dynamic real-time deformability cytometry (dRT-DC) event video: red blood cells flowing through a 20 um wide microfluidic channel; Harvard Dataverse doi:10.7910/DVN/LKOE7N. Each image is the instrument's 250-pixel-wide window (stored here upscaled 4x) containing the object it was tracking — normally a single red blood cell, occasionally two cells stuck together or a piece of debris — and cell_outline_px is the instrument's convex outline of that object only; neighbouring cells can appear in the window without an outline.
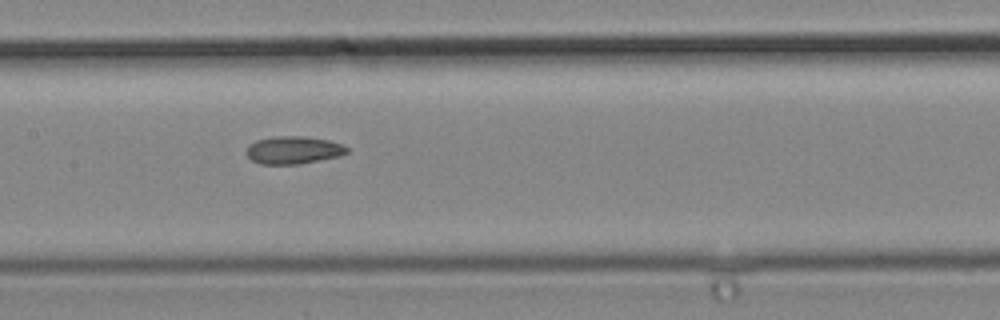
{"species": "common noctule bat (a hibernating species)", "species_latin": "Nyctalus noctula", "temperature_condition": "cold", "stored_images_in_passage": 7, "camera_frame_rate_fps": 3000, "um_per_image_px": 0.085, "animal": {"sex": "male", "body_mass_g": 19.2, "forearm_length_mm": 51.8}, "frame": {"image": 1, "passage_image": 6, "time_ms": 1.667, "image_size_px": [1000, 320], "cell_outline_px": [[348, 152], [336, 156], [300, 164], [260, 164], [252, 160], [244, 152], [248, 144], [256, 140], [272, 136], [300, 136], [328, 140], [340, 144], [348, 148]], "centroid_in_image_um": [24.85, 12.75], "position_along_channel_um": 182.5, "area_um2": 16.13}}
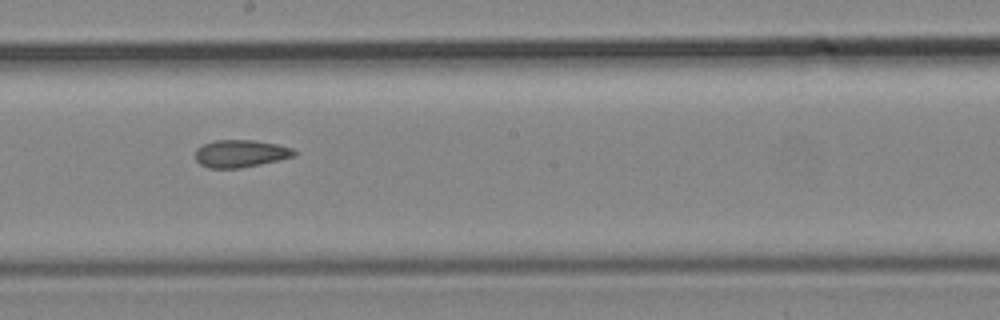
{"frame": {"image": 2, "passage_image": 7, "time_ms": 2.0, "image_size_px": [1000, 320], "cell_outline_px": [[296, 156], [260, 164], [240, 168], [208, 168], [200, 164], [196, 160], [196, 148], [204, 144], [216, 140], [256, 140], [276, 144], [292, 148], [296, 152]], "centroid_in_image_um": [20.44, 13.05], "position_along_channel_um": 227.8, "area_um2": 15.78}}